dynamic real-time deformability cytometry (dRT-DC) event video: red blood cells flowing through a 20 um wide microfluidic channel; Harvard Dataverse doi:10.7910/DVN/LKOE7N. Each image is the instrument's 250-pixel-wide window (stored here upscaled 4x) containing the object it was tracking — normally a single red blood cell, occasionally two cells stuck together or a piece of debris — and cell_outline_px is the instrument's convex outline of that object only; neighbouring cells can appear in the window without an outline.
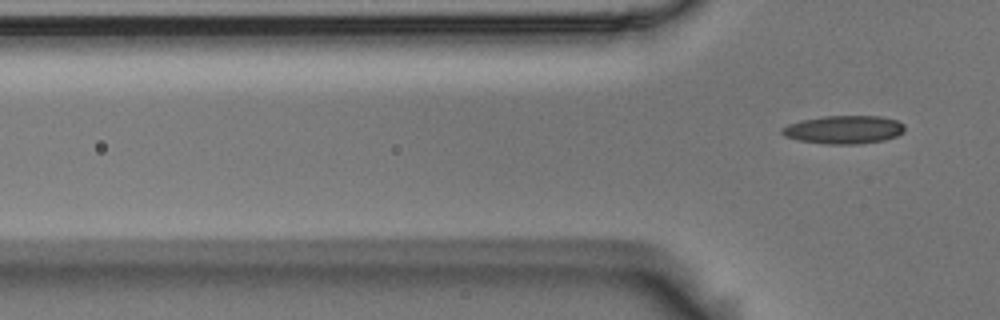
{"species": "Egyptian fruit bat (a non-hibernating species)", "species_latin": "Rousettus aegyptiacus", "temperature_condition": "room temperature", "stored_images_in_passage": 3, "camera_frame_rate_fps": 3000, "um_per_image_px": 0.085, "animal": {"sex": "male"}, "frame": {"image": 1, "passage_image": 3, "time_ms": 0.667, "image_size_px": [1000, 320], "cell_outline_px": [[904, 132], [896, 136], [884, 140], [860, 144], [828, 144], [796, 140], [784, 136], [780, 132], [780, 128], [788, 124], [804, 120], [824, 116], [880, 116], [896, 120], [904, 124]], "centroid_in_image_um": [71.71, 11.02], "position_along_channel_um": 54.1, "area_um2": 20.23}}